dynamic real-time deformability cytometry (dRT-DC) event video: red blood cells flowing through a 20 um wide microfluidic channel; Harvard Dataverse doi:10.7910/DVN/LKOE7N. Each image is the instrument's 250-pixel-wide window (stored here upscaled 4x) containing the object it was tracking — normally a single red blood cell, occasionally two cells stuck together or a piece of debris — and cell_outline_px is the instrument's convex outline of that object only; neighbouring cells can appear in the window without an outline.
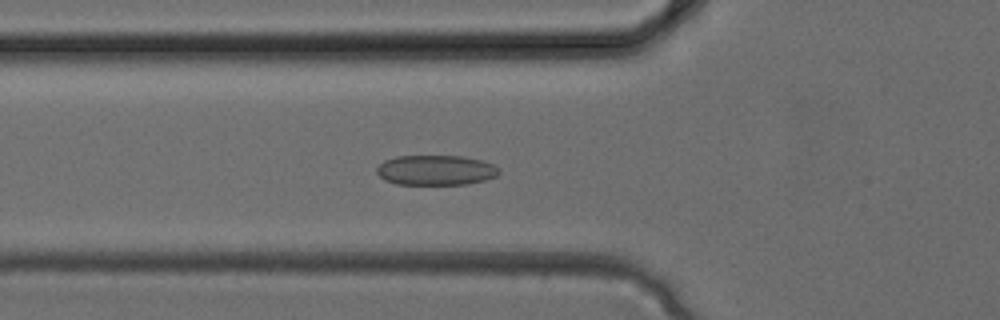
{"species": "common noctule bat (a hibernating species)", "species_latin": "Nyctalus noctula", "temperature_condition": "cold", "stored_images_in_passage": 34, "camera_frame_rate_fps": 3000, "um_per_image_px": 0.085, "animal": {"sex": "female", "body_mass_g": 24.6, "forearm_length_mm": 56.2}, "frame": {"image": 1, "passage_image": 12, "time_ms": 3.667, "image_size_px": [1000, 320], "cell_outline_px": [[500, 172], [496, 176], [484, 180], [468, 184], [396, 184], [384, 180], [376, 172], [376, 168], [384, 160], [396, 156], [460, 156], [480, 160], [492, 164], [500, 168]], "centroid_in_image_um": [37.02, 14.46], "position_along_channel_um": 88.8, "area_um2": 21.39}}
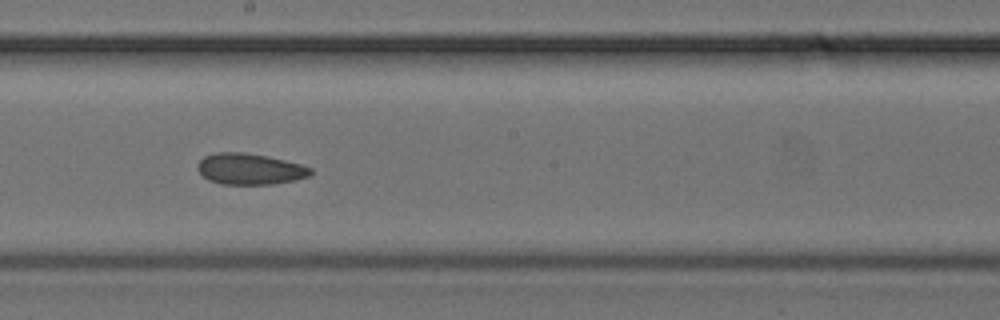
{"frame": {"image": 2, "passage_image": 19, "time_ms": 6.0, "image_size_px": [1000, 320], "cell_outline_px": [[312, 172], [308, 176], [296, 180], [272, 184], [220, 184], [208, 180], [196, 168], [196, 164], [204, 156], [216, 152], [244, 152], [268, 156], [300, 164], [312, 168]], "centroid_in_image_um": [21.21, 14.36], "position_along_channel_um": 227.0, "area_um2": 20.58}}
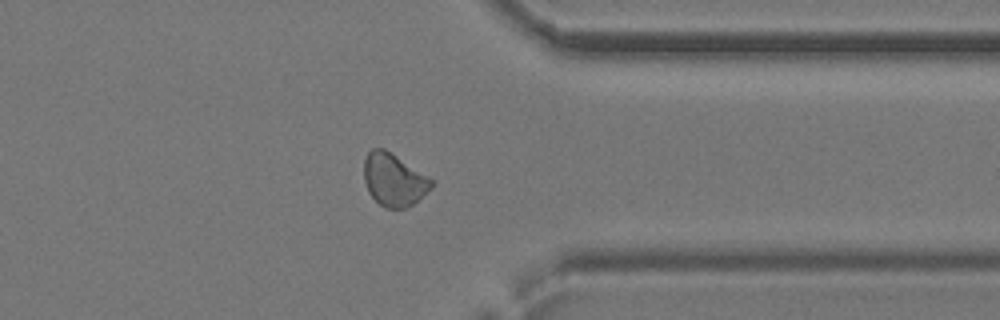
{"frame": {"image": 3, "passage_image": 27, "time_ms": 8.667, "image_size_px": [1000, 320], "cell_outline_px": [[436, 180], [432, 188], [408, 208], [384, 208], [368, 192], [364, 180], [364, 160], [368, 152], [372, 148], [384, 148], [392, 152]], "centroid_in_image_um": [33.51, 15.26], "position_along_channel_um": 377.9, "area_um2": 21.1}}